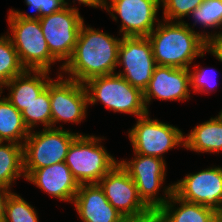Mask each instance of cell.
I'll return each instance as SVG.
<instances>
[{
	"label": "cell",
	"instance_id": "obj_22",
	"mask_svg": "<svg viewBox=\"0 0 222 222\" xmlns=\"http://www.w3.org/2000/svg\"><path fill=\"white\" fill-rule=\"evenodd\" d=\"M0 141V185L11 188L13 182L23 176V145ZM4 144V145H3Z\"/></svg>",
	"mask_w": 222,
	"mask_h": 222
},
{
	"label": "cell",
	"instance_id": "obj_29",
	"mask_svg": "<svg viewBox=\"0 0 222 222\" xmlns=\"http://www.w3.org/2000/svg\"><path fill=\"white\" fill-rule=\"evenodd\" d=\"M193 71H189L190 73V83H191V88L193 90V93H209L210 90H214V85L216 84L214 81V77L212 74L208 73V69L202 68L199 65H194V68L192 69ZM211 70V69H210ZM212 72L213 69H212ZM211 72V73H212ZM211 78L213 76V79ZM214 80V81H213ZM211 81H213V85H211Z\"/></svg>",
	"mask_w": 222,
	"mask_h": 222
},
{
	"label": "cell",
	"instance_id": "obj_18",
	"mask_svg": "<svg viewBox=\"0 0 222 222\" xmlns=\"http://www.w3.org/2000/svg\"><path fill=\"white\" fill-rule=\"evenodd\" d=\"M46 70H29L17 75L2 87H8L9 94L5 97L17 110L22 112L46 88L52 78Z\"/></svg>",
	"mask_w": 222,
	"mask_h": 222
},
{
	"label": "cell",
	"instance_id": "obj_1",
	"mask_svg": "<svg viewBox=\"0 0 222 222\" xmlns=\"http://www.w3.org/2000/svg\"><path fill=\"white\" fill-rule=\"evenodd\" d=\"M121 40L83 22L72 56L63 65V74H68L64 78L85 83L92 77L113 74Z\"/></svg>",
	"mask_w": 222,
	"mask_h": 222
},
{
	"label": "cell",
	"instance_id": "obj_16",
	"mask_svg": "<svg viewBox=\"0 0 222 222\" xmlns=\"http://www.w3.org/2000/svg\"><path fill=\"white\" fill-rule=\"evenodd\" d=\"M24 174L26 180L60 201L73 203L80 186L65 162L24 171Z\"/></svg>",
	"mask_w": 222,
	"mask_h": 222
},
{
	"label": "cell",
	"instance_id": "obj_24",
	"mask_svg": "<svg viewBox=\"0 0 222 222\" xmlns=\"http://www.w3.org/2000/svg\"><path fill=\"white\" fill-rule=\"evenodd\" d=\"M22 118L29 131L39 123L45 128H51V104L49 95V84L47 88L22 112Z\"/></svg>",
	"mask_w": 222,
	"mask_h": 222
},
{
	"label": "cell",
	"instance_id": "obj_20",
	"mask_svg": "<svg viewBox=\"0 0 222 222\" xmlns=\"http://www.w3.org/2000/svg\"><path fill=\"white\" fill-rule=\"evenodd\" d=\"M184 148L197 153H217L222 151V116L195 126L189 134L184 136Z\"/></svg>",
	"mask_w": 222,
	"mask_h": 222
},
{
	"label": "cell",
	"instance_id": "obj_17",
	"mask_svg": "<svg viewBox=\"0 0 222 222\" xmlns=\"http://www.w3.org/2000/svg\"><path fill=\"white\" fill-rule=\"evenodd\" d=\"M73 205L82 222H122L124 218L109 203L99 184H81Z\"/></svg>",
	"mask_w": 222,
	"mask_h": 222
},
{
	"label": "cell",
	"instance_id": "obj_3",
	"mask_svg": "<svg viewBox=\"0 0 222 222\" xmlns=\"http://www.w3.org/2000/svg\"><path fill=\"white\" fill-rule=\"evenodd\" d=\"M84 85L89 105H95L100 101L110 111L131 114L137 117L149 112L144 102L143 91L130 85L116 72L92 77Z\"/></svg>",
	"mask_w": 222,
	"mask_h": 222
},
{
	"label": "cell",
	"instance_id": "obj_28",
	"mask_svg": "<svg viewBox=\"0 0 222 222\" xmlns=\"http://www.w3.org/2000/svg\"><path fill=\"white\" fill-rule=\"evenodd\" d=\"M25 4L35 10L37 14L31 15L11 9L10 11L19 19H37L51 15L63 8L61 0H24Z\"/></svg>",
	"mask_w": 222,
	"mask_h": 222
},
{
	"label": "cell",
	"instance_id": "obj_34",
	"mask_svg": "<svg viewBox=\"0 0 222 222\" xmlns=\"http://www.w3.org/2000/svg\"><path fill=\"white\" fill-rule=\"evenodd\" d=\"M101 1V3H102V5H103V8L107 5V4H109V2L110 1H112V0H100ZM108 1V2H107Z\"/></svg>",
	"mask_w": 222,
	"mask_h": 222
},
{
	"label": "cell",
	"instance_id": "obj_13",
	"mask_svg": "<svg viewBox=\"0 0 222 222\" xmlns=\"http://www.w3.org/2000/svg\"><path fill=\"white\" fill-rule=\"evenodd\" d=\"M109 3L104 9L114 21H118L117 16L121 18L119 34L122 33V37H147L160 22L157 18L160 0H112Z\"/></svg>",
	"mask_w": 222,
	"mask_h": 222
},
{
	"label": "cell",
	"instance_id": "obj_21",
	"mask_svg": "<svg viewBox=\"0 0 222 222\" xmlns=\"http://www.w3.org/2000/svg\"><path fill=\"white\" fill-rule=\"evenodd\" d=\"M0 95V141L23 145L29 135L22 113Z\"/></svg>",
	"mask_w": 222,
	"mask_h": 222
},
{
	"label": "cell",
	"instance_id": "obj_23",
	"mask_svg": "<svg viewBox=\"0 0 222 222\" xmlns=\"http://www.w3.org/2000/svg\"><path fill=\"white\" fill-rule=\"evenodd\" d=\"M25 70L10 38L0 36V88Z\"/></svg>",
	"mask_w": 222,
	"mask_h": 222
},
{
	"label": "cell",
	"instance_id": "obj_27",
	"mask_svg": "<svg viewBox=\"0 0 222 222\" xmlns=\"http://www.w3.org/2000/svg\"><path fill=\"white\" fill-rule=\"evenodd\" d=\"M204 0H160L163 7V20L182 22L184 17L198 8Z\"/></svg>",
	"mask_w": 222,
	"mask_h": 222
},
{
	"label": "cell",
	"instance_id": "obj_10",
	"mask_svg": "<svg viewBox=\"0 0 222 222\" xmlns=\"http://www.w3.org/2000/svg\"><path fill=\"white\" fill-rule=\"evenodd\" d=\"M49 82L51 104V128L56 123H81L87 114L88 95L84 83H80L64 75Z\"/></svg>",
	"mask_w": 222,
	"mask_h": 222
},
{
	"label": "cell",
	"instance_id": "obj_2",
	"mask_svg": "<svg viewBox=\"0 0 222 222\" xmlns=\"http://www.w3.org/2000/svg\"><path fill=\"white\" fill-rule=\"evenodd\" d=\"M162 21L147 36L156 65L189 69L196 57H204L209 32H197L185 21Z\"/></svg>",
	"mask_w": 222,
	"mask_h": 222
},
{
	"label": "cell",
	"instance_id": "obj_33",
	"mask_svg": "<svg viewBox=\"0 0 222 222\" xmlns=\"http://www.w3.org/2000/svg\"><path fill=\"white\" fill-rule=\"evenodd\" d=\"M61 1H62L63 6L71 8V5L67 2V0H61ZM77 1L79 4H84L89 7H93V8L100 7L101 9H104L100 0H77ZM74 2H75V0H73V3Z\"/></svg>",
	"mask_w": 222,
	"mask_h": 222
},
{
	"label": "cell",
	"instance_id": "obj_5",
	"mask_svg": "<svg viewBox=\"0 0 222 222\" xmlns=\"http://www.w3.org/2000/svg\"><path fill=\"white\" fill-rule=\"evenodd\" d=\"M8 24L11 34H7L14 45L20 62L29 70L51 71L56 59L51 55L40 21L37 19H19L10 10Z\"/></svg>",
	"mask_w": 222,
	"mask_h": 222
},
{
	"label": "cell",
	"instance_id": "obj_26",
	"mask_svg": "<svg viewBox=\"0 0 222 222\" xmlns=\"http://www.w3.org/2000/svg\"><path fill=\"white\" fill-rule=\"evenodd\" d=\"M193 26L200 23L204 29L222 27V0H204L191 14Z\"/></svg>",
	"mask_w": 222,
	"mask_h": 222
},
{
	"label": "cell",
	"instance_id": "obj_30",
	"mask_svg": "<svg viewBox=\"0 0 222 222\" xmlns=\"http://www.w3.org/2000/svg\"><path fill=\"white\" fill-rule=\"evenodd\" d=\"M205 52L214 55L218 61L222 62V31L210 33V36L206 38Z\"/></svg>",
	"mask_w": 222,
	"mask_h": 222
},
{
	"label": "cell",
	"instance_id": "obj_14",
	"mask_svg": "<svg viewBox=\"0 0 222 222\" xmlns=\"http://www.w3.org/2000/svg\"><path fill=\"white\" fill-rule=\"evenodd\" d=\"M109 203L123 217H137L151 211L139 197L138 189L120 163L99 181Z\"/></svg>",
	"mask_w": 222,
	"mask_h": 222
},
{
	"label": "cell",
	"instance_id": "obj_31",
	"mask_svg": "<svg viewBox=\"0 0 222 222\" xmlns=\"http://www.w3.org/2000/svg\"><path fill=\"white\" fill-rule=\"evenodd\" d=\"M122 222H161L158 211L151 210L137 217H124Z\"/></svg>",
	"mask_w": 222,
	"mask_h": 222
},
{
	"label": "cell",
	"instance_id": "obj_11",
	"mask_svg": "<svg viewBox=\"0 0 222 222\" xmlns=\"http://www.w3.org/2000/svg\"><path fill=\"white\" fill-rule=\"evenodd\" d=\"M124 71L117 72L130 85L141 89L148 86L156 65L148 37H122L118 49V64Z\"/></svg>",
	"mask_w": 222,
	"mask_h": 222
},
{
	"label": "cell",
	"instance_id": "obj_25",
	"mask_svg": "<svg viewBox=\"0 0 222 222\" xmlns=\"http://www.w3.org/2000/svg\"><path fill=\"white\" fill-rule=\"evenodd\" d=\"M3 222H39L38 213L19 194L12 192L7 199Z\"/></svg>",
	"mask_w": 222,
	"mask_h": 222
},
{
	"label": "cell",
	"instance_id": "obj_32",
	"mask_svg": "<svg viewBox=\"0 0 222 222\" xmlns=\"http://www.w3.org/2000/svg\"><path fill=\"white\" fill-rule=\"evenodd\" d=\"M11 193L12 191L10 188L0 185V222L4 221L7 199Z\"/></svg>",
	"mask_w": 222,
	"mask_h": 222
},
{
	"label": "cell",
	"instance_id": "obj_6",
	"mask_svg": "<svg viewBox=\"0 0 222 222\" xmlns=\"http://www.w3.org/2000/svg\"><path fill=\"white\" fill-rule=\"evenodd\" d=\"M132 160L119 163L129 173L138 189L139 197L150 209L158 211L173 194V184L165 186L163 196H158L166 175V161L154 157L134 154Z\"/></svg>",
	"mask_w": 222,
	"mask_h": 222
},
{
	"label": "cell",
	"instance_id": "obj_19",
	"mask_svg": "<svg viewBox=\"0 0 222 222\" xmlns=\"http://www.w3.org/2000/svg\"><path fill=\"white\" fill-rule=\"evenodd\" d=\"M176 204L179 205L175 207ZM158 213L161 222H217L221 218L215 210L184 201L174 193Z\"/></svg>",
	"mask_w": 222,
	"mask_h": 222
},
{
	"label": "cell",
	"instance_id": "obj_4",
	"mask_svg": "<svg viewBox=\"0 0 222 222\" xmlns=\"http://www.w3.org/2000/svg\"><path fill=\"white\" fill-rule=\"evenodd\" d=\"M103 139L79 134L70 145L64 162L79 185L98 184L119 163L101 145Z\"/></svg>",
	"mask_w": 222,
	"mask_h": 222
},
{
	"label": "cell",
	"instance_id": "obj_7",
	"mask_svg": "<svg viewBox=\"0 0 222 222\" xmlns=\"http://www.w3.org/2000/svg\"><path fill=\"white\" fill-rule=\"evenodd\" d=\"M79 133L60 128H43L30 131L23 143L24 171H34L55 163L64 162L68 149Z\"/></svg>",
	"mask_w": 222,
	"mask_h": 222
},
{
	"label": "cell",
	"instance_id": "obj_15",
	"mask_svg": "<svg viewBox=\"0 0 222 222\" xmlns=\"http://www.w3.org/2000/svg\"><path fill=\"white\" fill-rule=\"evenodd\" d=\"M190 69L156 66L148 86L143 91L144 102L148 105L154 97L159 100L185 101L190 98Z\"/></svg>",
	"mask_w": 222,
	"mask_h": 222
},
{
	"label": "cell",
	"instance_id": "obj_12",
	"mask_svg": "<svg viewBox=\"0 0 222 222\" xmlns=\"http://www.w3.org/2000/svg\"><path fill=\"white\" fill-rule=\"evenodd\" d=\"M173 193L180 199L202 204L222 213V167H209L186 174L173 183Z\"/></svg>",
	"mask_w": 222,
	"mask_h": 222
},
{
	"label": "cell",
	"instance_id": "obj_8",
	"mask_svg": "<svg viewBox=\"0 0 222 222\" xmlns=\"http://www.w3.org/2000/svg\"><path fill=\"white\" fill-rule=\"evenodd\" d=\"M39 21L51 55L59 62L64 61L59 68L61 75L63 65L72 56L84 19L75 5L71 8L64 6Z\"/></svg>",
	"mask_w": 222,
	"mask_h": 222
},
{
	"label": "cell",
	"instance_id": "obj_9",
	"mask_svg": "<svg viewBox=\"0 0 222 222\" xmlns=\"http://www.w3.org/2000/svg\"><path fill=\"white\" fill-rule=\"evenodd\" d=\"M149 112L137 118L129 130L134 154L154 156L164 160V153L177 146L184 147V133L178 127L149 118Z\"/></svg>",
	"mask_w": 222,
	"mask_h": 222
}]
</instances>
